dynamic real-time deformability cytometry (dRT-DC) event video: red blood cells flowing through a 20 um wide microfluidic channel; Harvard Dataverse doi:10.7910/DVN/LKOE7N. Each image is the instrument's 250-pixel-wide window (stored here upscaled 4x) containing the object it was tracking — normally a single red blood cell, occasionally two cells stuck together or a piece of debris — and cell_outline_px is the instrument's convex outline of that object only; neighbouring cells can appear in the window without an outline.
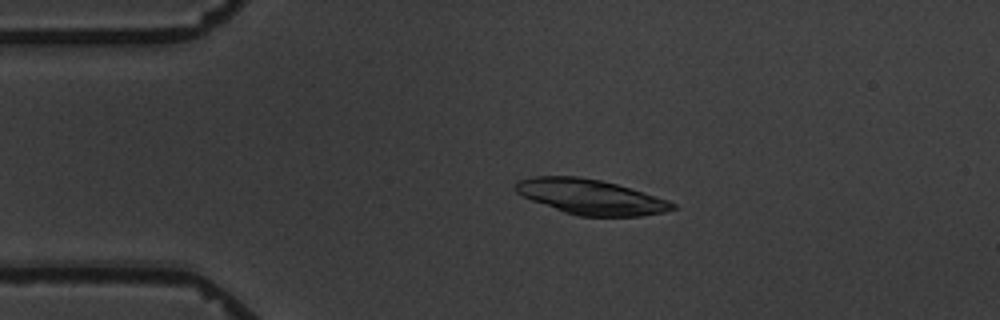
{"species": "common noctule bat (a hibernating species)", "species_latin": "Nyctalus noctula", "temperature_condition": "warm", "stored_images_in_passage": 4, "camera_frame_rate_fps": 3000, "um_per_image_px": 0.085, "animal": {"sex": "male", "body_mass_g": 19.5, "forearm_length_mm": 54.6}, "frame": {"image": 1, "passage_image": 3, "time_ms": 3.0, "image_size_px": [1000, 320], "cell_outline_px": [[680, 208], [664, 212], [640, 216], [580, 216], [564, 212], [532, 200], [516, 192], [516, 184], [520, 180], [532, 176], [576, 176], [600, 180], [616, 184], [668, 200], [676, 204]], "centroid_in_image_um": [50.24, 16.74], "position_along_channel_um": 34.8, "area_um2": 31.73}}